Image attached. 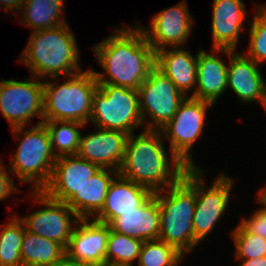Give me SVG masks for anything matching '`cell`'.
Segmentation results:
<instances>
[{
	"label": "cell",
	"instance_id": "cell-22",
	"mask_svg": "<svg viewBox=\"0 0 266 266\" xmlns=\"http://www.w3.org/2000/svg\"><path fill=\"white\" fill-rule=\"evenodd\" d=\"M160 222L159 203L153 194L137 210L122 213L109 225L119 234L149 241L159 239Z\"/></svg>",
	"mask_w": 266,
	"mask_h": 266
},
{
	"label": "cell",
	"instance_id": "cell-35",
	"mask_svg": "<svg viewBox=\"0 0 266 266\" xmlns=\"http://www.w3.org/2000/svg\"><path fill=\"white\" fill-rule=\"evenodd\" d=\"M53 266H99L93 263L83 262L69 257L65 254L56 264Z\"/></svg>",
	"mask_w": 266,
	"mask_h": 266
},
{
	"label": "cell",
	"instance_id": "cell-16",
	"mask_svg": "<svg viewBox=\"0 0 266 266\" xmlns=\"http://www.w3.org/2000/svg\"><path fill=\"white\" fill-rule=\"evenodd\" d=\"M97 128V131L80 136L77 155L100 168L119 171L125 154L128 134L117 130Z\"/></svg>",
	"mask_w": 266,
	"mask_h": 266
},
{
	"label": "cell",
	"instance_id": "cell-19",
	"mask_svg": "<svg viewBox=\"0 0 266 266\" xmlns=\"http://www.w3.org/2000/svg\"><path fill=\"white\" fill-rule=\"evenodd\" d=\"M153 194L150 189L118 174L109 186L101 211L93 219L110 224L122 213L137 210V207L142 206Z\"/></svg>",
	"mask_w": 266,
	"mask_h": 266
},
{
	"label": "cell",
	"instance_id": "cell-28",
	"mask_svg": "<svg viewBox=\"0 0 266 266\" xmlns=\"http://www.w3.org/2000/svg\"><path fill=\"white\" fill-rule=\"evenodd\" d=\"M144 241L119 234L110 229L107 242L106 263L133 266L138 262Z\"/></svg>",
	"mask_w": 266,
	"mask_h": 266
},
{
	"label": "cell",
	"instance_id": "cell-3",
	"mask_svg": "<svg viewBox=\"0 0 266 266\" xmlns=\"http://www.w3.org/2000/svg\"><path fill=\"white\" fill-rule=\"evenodd\" d=\"M68 24L31 32L19 62L41 80L67 78L81 72L80 52ZM50 77V78H49Z\"/></svg>",
	"mask_w": 266,
	"mask_h": 266
},
{
	"label": "cell",
	"instance_id": "cell-29",
	"mask_svg": "<svg viewBox=\"0 0 266 266\" xmlns=\"http://www.w3.org/2000/svg\"><path fill=\"white\" fill-rule=\"evenodd\" d=\"M183 257L174 246L161 240L144 241L139 254L138 266H178Z\"/></svg>",
	"mask_w": 266,
	"mask_h": 266
},
{
	"label": "cell",
	"instance_id": "cell-11",
	"mask_svg": "<svg viewBox=\"0 0 266 266\" xmlns=\"http://www.w3.org/2000/svg\"><path fill=\"white\" fill-rule=\"evenodd\" d=\"M24 80L0 81V112L12 129L30 124L34 117L43 123V81L34 76Z\"/></svg>",
	"mask_w": 266,
	"mask_h": 266
},
{
	"label": "cell",
	"instance_id": "cell-37",
	"mask_svg": "<svg viewBox=\"0 0 266 266\" xmlns=\"http://www.w3.org/2000/svg\"><path fill=\"white\" fill-rule=\"evenodd\" d=\"M257 198L266 205V186L263 188H260L257 193Z\"/></svg>",
	"mask_w": 266,
	"mask_h": 266
},
{
	"label": "cell",
	"instance_id": "cell-7",
	"mask_svg": "<svg viewBox=\"0 0 266 266\" xmlns=\"http://www.w3.org/2000/svg\"><path fill=\"white\" fill-rule=\"evenodd\" d=\"M89 122L95 127L117 130L128 135L139 127L144 129L137 90L98 84Z\"/></svg>",
	"mask_w": 266,
	"mask_h": 266
},
{
	"label": "cell",
	"instance_id": "cell-8",
	"mask_svg": "<svg viewBox=\"0 0 266 266\" xmlns=\"http://www.w3.org/2000/svg\"><path fill=\"white\" fill-rule=\"evenodd\" d=\"M210 102L186 97L179 105L173 118L160 130L169 140L171 151L186 168H200L193 158V146L202 137ZM194 160V161H193Z\"/></svg>",
	"mask_w": 266,
	"mask_h": 266
},
{
	"label": "cell",
	"instance_id": "cell-4",
	"mask_svg": "<svg viewBox=\"0 0 266 266\" xmlns=\"http://www.w3.org/2000/svg\"><path fill=\"white\" fill-rule=\"evenodd\" d=\"M154 196L160 209L159 240L188 255L194 250L195 168H187L174 185Z\"/></svg>",
	"mask_w": 266,
	"mask_h": 266
},
{
	"label": "cell",
	"instance_id": "cell-26",
	"mask_svg": "<svg viewBox=\"0 0 266 266\" xmlns=\"http://www.w3.org/2000/svg\"><path fill=\"white\" fill-rule=\"evenodd\" d=\"M43 123L47 128L56 158L78 153L82 133L79 129L87 127L84 123L62 120L43 121Z\"/></svg>",
	"mask_w": 266,
	"mask_h": 266
},
{
	"label": "cell",
	"instance_id": "cell-34",
	"mask_svg": "<svg viewBox=\"0 0 266 266\" xmlns=\"http://www.w3.org/2000/svg\"><path fill=\"white\" fill-rule=\"evenodd\" d=\"M24 2L25 0H0V8L4 11L7 9L12 13L15 11L14 14L18 15Z\"/></svg>",
	"mask_w": 266,
	"mask_h": 266
},
{
	"label": "cell",
	"instance_id": "cell-36",
	"mask_svg": "<svg viewBox=\"0 0 266 266\" xmlns=\"http://www.w3.org/2000/svg\"><path fill=\"white\" fill-rule=\"evenodd\" d=\"M241 261L239 266H266V256L256 259H245Z\"/></svg>",
	"mask_w": 266,
	"mask_h": 266
},
{
	"label": "cell",
	"instance_id": "cell-25",
	"mask_svg": "<svg viewBox=\"0 0 266 266\" xmlns=\"http://www.w3.org/2000/svg\"><path fill=\"white\" fill-rule=\"evenodd\" d=\"M65 254V248L56 241L25 230L20 250L22 266H53Z\"/></svg>",
	"mask_w": 266,
	"mask_h": 266
},
{
	"label": "cell",
	"instance_id": "cell-39",
	"mask_svg": "<svg viewBox=\"0 0 266 266\" xmlns=\"http://www.w3.org/2000/svg\"><path fill=\"white\" fill-rule=\"evenodd\" d=\"M263 107H264V109H265V111H266V94H265V101H264V103H263Z\"/></svg>",
	"mask_w": 266,
	"mask_h": 266
},
{
	"label": "cell",
	"instance_id": "cell-14",
	"mask_svg": "<svg viewBox=\"0 0 266 266\" xmlns=\"http://www.w3.org/2000/svg\"><path fill=\"white\" fill-rule=\"evenodd\" d=\"M101 168L75 155L56 159L50 182L42 190L49 198L66 203Z\"/></svg>",
	"mask_w": 266,
	"mask_h": 266
},
{
	"label": "cell",
	"instance_id": "cell-17",
	"mask_svg": "<svg viewBox=\"0 0 266 266\" xmlns=\"http://www.w3.org/2000/svg\"><path fill=\"white\" fill-rule=\"evenodd\" d=\"M110 229L109 224L94 219H79L65 249L66 254L79 261L104 265Z\"/></svg>",
	"mask_w": 266,
	"mask_h": 266
},
{
	"label": "cell",
	"instance_id": "cell-20",
	"mask_svg": "<svg viewBox=\"0 0 266 266\" xmlns=\"http://www.w3.org/2000/svg\"><path fill=\"white\" fill-rule=\"evenodd\" d=\"M183 47L164 48L155 52V66L166 74L177 89L192 97L197 86V57ZM192 89V90H191Z\"/></svg>",
	"mask_w": 266,
	"mask_h": 266
},
{
	"label": "cell",
	"instance_id": "cell-10",
	"mask_svg": "<svg viewBox=\"0 0 266 266\" xmlns=\"http://www.w3.org/2000/svg\"><path fill=\"white\" fill-rule=\"evenodd\" d=\"M203 168H195L196 206L193 217L194 249L212 232L225 213L232 187L233 178L220 173L210 187L203 181Z\"/></svg>",
	"mask_w": 266,
	"mask_h": 266
},
{
	"label": "cell",
	"instance_id": "cell-13",
	"mask_svg": "<svg viewBox=\"0 0 266 266\" xmlns=\"http://www.w3.org/2000/svg\"><path fill=\"white\" fill-rule=\"evenodd\" d=\"M188 8L187 2L183 0L156 13L147 27L139 24V20L134 23L144 32L155 52L164 48H183L189 41L195 22Z\"/></svg>",
	"mask_w": 266,
	"mask_h": 266
},
{
	"label": "cell",
	"instance_id": "cell-32",
	"mask_svg": "<svg viewBox=\"0 0 266 266\" xmlns=\"http://www.w3.org/2000/svg\"><path fill=\"white\" fill-rule=\"evenodd\" d=\"M259 204L263 207H259L253 212L249 218H242L240 224L249 232L258 235L266 240V205H264L259 199Z\"/></svg>",
	"mask_w": 266,
	"mask_h": 266
},
{
	"label": "cell",
	"instance_id": "cell-21",
	"mask_svg": "<svg viewBox=\"0 0 266 266\" xmlns=\"http://www.w3.org/2000/svg\"><path fill=\"white\" fill-rule=\"evenodd\" d=\"M213 49V50H212ZM208 53L198 49L197 86L193 98L215 105L227 88V65L219 56L221 49L212 48ZM216 53V54H215Z\"/></svg>",
	"mask_w": 266,
	"mask_h": 266
},
{
	"label": "cell",
	"instance_id": "cell-9",
	"mask_svg": "<svg viewBox=\"0 0 266 266\" xmlns=\"http://www.w3.org/2000/svg\"><path fill=\"white\" fill-rule=\"evenodd\" d=\"M137 92L145 130H161L186 98L156 66L150 70Z\"/></svg>",
	"mask_w": 266,
	"mask_h": 266
},
{
	"label": "cell",
	"instance_id": "cell-38",
	"mask_svg": "<svg viewBox=\"0 0 266 266\" xmlns=\"http://www.w3.org/2000/svg\"><path fill=\"white\" fill-rule=\"evenodd\" d=\"M102 266H124V265H114V264L105 263V264L102 265Z\"/></svg>",
	"mask_w": 266,
	"mask_h": 266
},
{
	"label": "cell",
	"instance_id": "cell-30",
	"mask_svg": "<svg viewBox=\"0 0 266 266\" xmlns=\"http://www.w3.org/2000/svg\"><path fill=\"white\" fill-rule=\"evenodd\" d=\"M254 18L248 25V49L245 55L258 65L266 62V5H254Z\"/></svg>",
	"mask_w": 266,
	"mask_h": 266
},
{
	"label": "cell",
	"instance_id": "cell-2",
	"mask_svg": "<svg viewBox=\"0 0 266 266\" xmlns=\"http://www.w3.org/2000/svg\"><path fill=\"white\" fill-rule=\"evenodd\" d=\"M163 139L160 130L144 129L139 135H128L118 174L153 193L174 185L187 168L166 150Z\"/></svg>",
	"mask_w": 266,
	"mask_h": 266
},
{
	"label": "cell",
	"instance_id": "cell-31",
	"mask_svg": "<svg viewBox=\"0 0 266 266\" xmlns=\"http://www.w3.org/2000/svg\"><path fill=\"white\" fill-rule=\"evenodd\" d=\"M235 245V258L240 260L256 259L266 256V240L247 231L240 223L232 230Z\"/></svg>",
	"mask_w": 266,
	"mask_h": 266
},
{
	"label": "cell",
	"instance_id": "cell-18",
	"mask_svg": "<svg viewBox=\"0 0 266 266\" xmlns=\"http://www.w3.org/2000/svg\"><path fill=\"white\" fill-rule=\"evenodd\" d=\"M211 32L213 48L236 50L244 23L248 22L242 0H214Z\"/></svg>",
	"mask_w": 266,
	"mask_h": 266
},
{
	"label": "cell",
	"instance_id": "cell-15",
	"mask_svg": "<svg viewBox=\"0 0 266 266\" xmlns=\"http://www.w3.org/2000/svg\"><path fill=\"white\" fill-rule=\"evenodd\" d=\"M238 50L221 49L229 58L227 67V87L237 95L244 104L260 102L263 106L266 94V81L260 66L254 60Z\"/></svg>",
	"mask_w": 266,
	"mask_h": 266
},
{
	"label": "cell",
	"instance_id": "cell-12",
	"mask_svg": "<svg viewBox=\"0 0 266 266\" xmlns=\"http://www.w3.org/2000/svg\"><path fill=\"white\" fill-rule=\"evenodd\" d=\"M35 204L45 208L34 211L27 216L19 217L25 230L38 236L56 241L65 249L72 236L74 225L79 221L77 214L64 202L49 198L42 191H31L30 196ZM73 217V218H72Z\"/></svg>",
	"mask_w": 266,
	"mask_h": 266
},
{
	"label": "cell",
	"instance_id": "cell-1",
	"mask_svg": "<svg viewBox=\"0 0 266 266\" xmlns=\"http://www.w3.org/2000/svg\"><path fill=\"white\" fill-rule=\"evenodd\" d=\"M115 32L92 46L103 72L93 70L98 84L138 89L155 66V51L135 23L116 27Z\"/></svg>",
	"mask_w": 266,
	"mask_h": 266
},
{
	"label": "cell",
	"instance_id": "cell-24",
	"mask_svg": "<svg viewBox=\"0 0 266 266\" xmlns=\"http://www.w3.org/2000/svg\"><path fill=\"white\" fill-rule=\"evenodd\" d=\"M65 1L25 0L17 15L18 21L21 25L32 28L33 32L66 24V19L61 15Z\"/></svg>",
	"mask_w": 266,
	"mask_h": 266
},
{
	"label": "cell",
	"instance_id": "cell-27",
	"mask_svg": "<svg viewBox=\"0 0 266 266\" xmlns=\"http://www.w3.org/2000/svg\"><path fill=\"white\" fill-rule=\"evenodd\" d=\"M3 227L0 224V266H22L20 250L25 226L13 215Z\"/></svg>",
	"mask_w": 266,
	"mask_h": 266
},
{
	"label": "cell",
	"instance_id": "cell-5",
	"mask_svg": "<svg viewBox=\"0 0 266 266\" xmlns=\"http://www.w3.org/2000/svg\"><path fill=\"white\" fill-rule=\"evenodd\" d=\"M43 81V121L62 120L89 124L98 82L93 69L68 76L65 82Z\"/></svg>",
	"mask_w": 266,
	"mask_h": 266
},
{
	"label": "cell",
	"instance_id": "cell-33",
	"mask_svg": "<svg viewBox=\"0 0 266 266\" xmlns=\"http://www.w3.org/2000/svg\"><path fill=\"white\" fill-rule=\"evenodd\" d=\"M10 170L5 167V164L0 160V201L10 198V195L19 192L18 187L15 185L14 180L11 178Z\"/></svg>",
	"mask_w": 266,
	"mask_h": 266
},
{
	"label": "cell",
	"instance_id": "cell-6",
	"mask_svg": "<svg viewBox=\"0 0 266 266\" xmlns=\"http://www.w3.org/2000/svg\"><path fill=\"white\" fill-rule=\"evenodd\" d=\"M26 128L22 126L11 129L14 138H20V142L11 157L9 170L17 176L20 184H32L31 191H42L50 182L57 158L53 154L44 123H36L30 129L24 130Z\"/></svg>",
	"mask_w": 266,
	"mask_h": 266
},
{
	"label": "cell",
	"instance_id": "cell-23",
	"mask_svg": "<svg viewBox=\"0 0 266 266\" xmlns=\"http://www.w3.org/2000/svg\"><path fill=\"white\" fill-rule=\"evenodd\" d=\"M117 175L116 170L101 168L66 204L80 219L94 218L101 211L109 186Z\"/></svg>",
	"mask_w": 266,
	"mask_h": 266
}]
</instances>
